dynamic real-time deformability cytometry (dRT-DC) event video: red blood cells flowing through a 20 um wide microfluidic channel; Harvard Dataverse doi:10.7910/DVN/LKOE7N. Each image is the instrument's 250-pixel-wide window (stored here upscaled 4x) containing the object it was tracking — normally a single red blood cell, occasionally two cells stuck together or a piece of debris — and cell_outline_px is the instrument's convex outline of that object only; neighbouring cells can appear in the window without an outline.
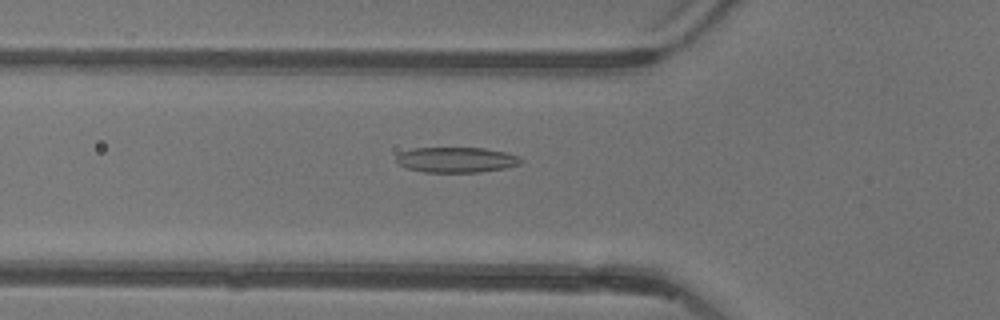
{"species": "common noctule bat (a hibernating species)", "species_latin": "Nyctalus noctula", "temperature_condition": "warm", "stored_images_in_passage": 52, "camera_frame_rate_fps": 3000, "um_per_image_px": 0.085, "animal": {"sex": "female"}, "frame": {"image": 1, "passage_image": 18, "time_ms": 5.667, "image_size_px": [1000, 320], "cell_outline_px": [[524, 160], [520, 164], [504, 168], [480, 172], [424, 172], [404, 168], [396, 160], [396, 156], [400, 152], [412, 148], [484, 148], [504, 152], [520, 156]], "centroid_in_image_um": [38.78, 13.58], "position_along_channel_um": 87.0, "area_um2": 18.5}}
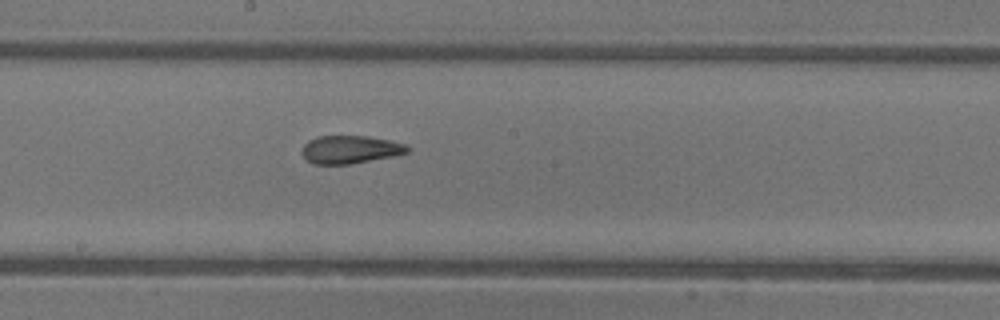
{"frame": {"image": 2, "passage_image": 28, "time_ms": 9.0, "image_size_px": [1000, 320], "cell_outline_px": [[408, 152], [392, 156], [352, 164], [316, 164], [308, 160], [300, 152], [304, 144], [308, 140], [316, 136], [368, 136], [408, 144]], "centroid_in_image_um": [29.75, 12.7], "position_along_channel_um": 218.5, "area_um2": 17.17}}
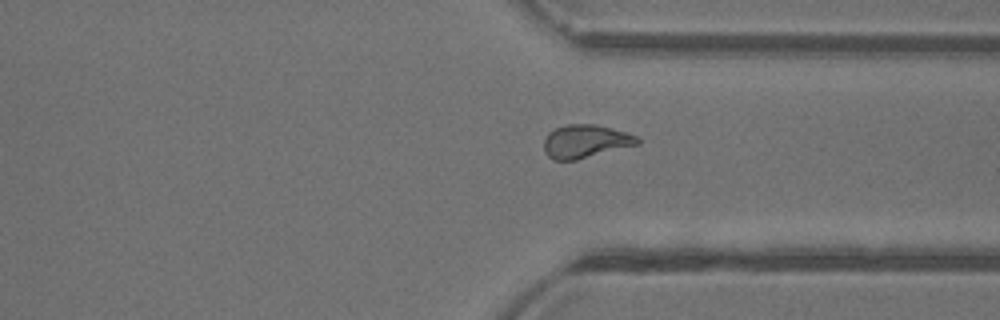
{"frame": {"image": 3, "passage_image": 39, "time_ms": 12.667, "image_size_px": [1000, 320], "cell_outline_px": [[640, 144], [576, 160], [552, 160], [544, 152], [544, 140], [548, 132], [556, 128], [568, 124], [596, 124], [624, 132], [636, 136], [640, 140]], "centroid_in_image_um": [49.74, 12.02], "position_along_channel_um": 361.7, "area_um2": 18.09}, "authors_computed_cell_mechanics": {"area_um2": 18.496, "velocity_mm_per_s": 3.9133, "shape_relaxation_time_tau1_ms": 9.7105, "shape_relaxation_time_tau2_ms": 2.326, "deformation_change_tau1": 0.2471, "deformation_change_tau2": 0.1009}}